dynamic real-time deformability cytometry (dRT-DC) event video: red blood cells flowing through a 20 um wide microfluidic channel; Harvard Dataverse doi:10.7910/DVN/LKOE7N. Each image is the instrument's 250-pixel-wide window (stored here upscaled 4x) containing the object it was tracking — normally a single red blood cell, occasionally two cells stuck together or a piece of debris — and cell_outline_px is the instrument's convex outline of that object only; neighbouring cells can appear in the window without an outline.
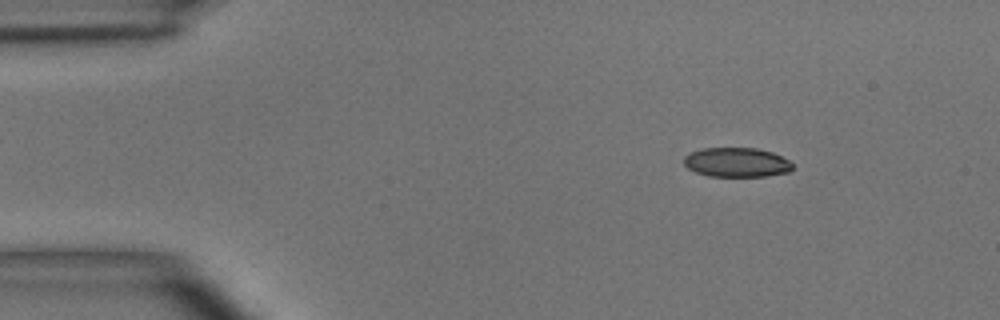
{"species": "common noctule bat (a hibernating species)", "species_latin": "Nyctalus noctula", "temperature_condition": "room temperature", "stored_images_in_passage": 3, "camera_frame_rate_fps": 3000, "um_per_image_px": 0.085, "animal": {"sex": "male", "body_mass_g": 15.6}, "frame": {"image": 1, "passage_image": 1, "time_ms": 0.0, "image_size_px": [1000, 320], "cell_outline_px": [[792, 168], [788, 172], [764, 176], [708, 176], [696, 172], [688, 168], [684, 164], [684, 156], [688, 152], [704, 148], [756, 148], [772, 152], [788, 160], [792, 164]], "centroid_in_image_um": [62.57, 13.79], "position_along_channel_um": 22.4, "area_um2": 18.55}}